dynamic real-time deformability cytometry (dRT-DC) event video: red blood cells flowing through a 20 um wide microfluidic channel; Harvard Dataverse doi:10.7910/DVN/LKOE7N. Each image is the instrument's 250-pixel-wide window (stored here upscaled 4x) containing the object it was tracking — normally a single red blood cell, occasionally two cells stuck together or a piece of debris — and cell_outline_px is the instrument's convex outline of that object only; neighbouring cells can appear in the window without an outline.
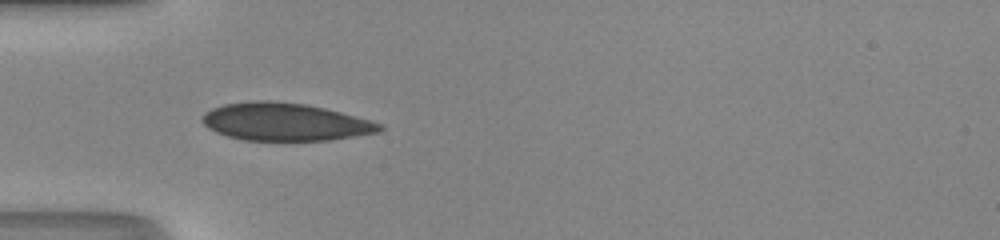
{"species": "human", "species_latin": "Homo sapiens", "temperature_condition": "room temperature", "stored_images_in_passage": 34, "camera_frame_rate_fps": 3000, "um_per_image_px": 0.085, "donor": {"sex": "male"}, "frame": {"image": 1, "passage_image": 1, "time_ms": 0.0, "image_size_px": [1000, 240], "cell_outline_px": [[384, 128], [380, 132], [328, 140], [244, 140], [228, 136], [216, 132], [208, 128], [200, 120], [204, 112], [212, 108], [224, 104], [252, 100], [272, 100], [304, 104], [324, 108], [340, 112], [384, 124]], "centroid_in_image_um": [24.2, 10.35], "position_along_channel_um": 60.8, "area_um2": 38.96}}
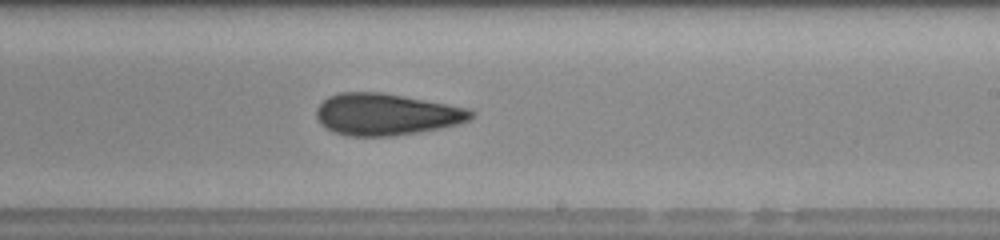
{"frame": {"image": 2, "passage_image": 15, "time_ms": 4.667, "image_size_px": [1000, 240], "cell_outline_px": [[476, 112], [468, 120], [460, 124], [440, 128], [392, 136], [348, 136], [332, 132], [324, 128], [320, 124], [316, 116], [316, 108], [328, 96], [340, 92], [380, 92], [448, 104], [468, 108]], "centroid_in_image_um": [32.8, 9.72], "position_along_channel_um": 256.2, "area_um2": 37.69}}
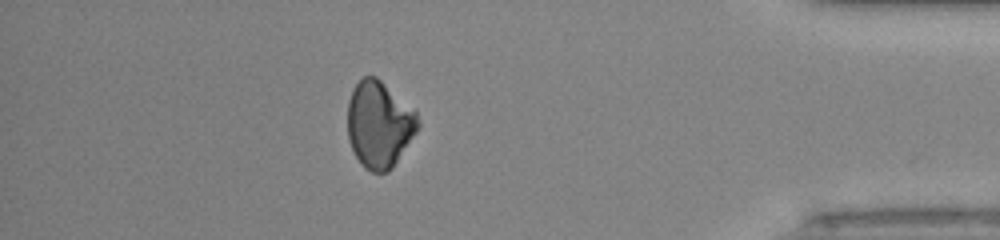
{"frame": {"image": 3, "passage_image": 28, "time_ms": 9.0, "image_size_px": [1000, 240], "cell_outline_px": [[420, 124], [416, 132], [392, 168], [388, 172], [372, 172], [364, 168], [360, 164], [348, 140], [348, 100], [352, 88], [364, 76], [376, 76], [416, 112]], "centroid_in_image_um": [32.21, 10.58], "position_along_channel_um": 403.0, "area_um2": 35.32}, "authors_computed_cell_mechanics": {"area_um2": 36.9053, "velocity_mm_per_s": 4.2873, "shape_relaxation_time_tau1_ms": 8.3679, "shape_relaxation_time_tau2_ms": 2.7281, "deformation_change_tau1": 0.1476, "deformation_change_tau2": 0.0543}}